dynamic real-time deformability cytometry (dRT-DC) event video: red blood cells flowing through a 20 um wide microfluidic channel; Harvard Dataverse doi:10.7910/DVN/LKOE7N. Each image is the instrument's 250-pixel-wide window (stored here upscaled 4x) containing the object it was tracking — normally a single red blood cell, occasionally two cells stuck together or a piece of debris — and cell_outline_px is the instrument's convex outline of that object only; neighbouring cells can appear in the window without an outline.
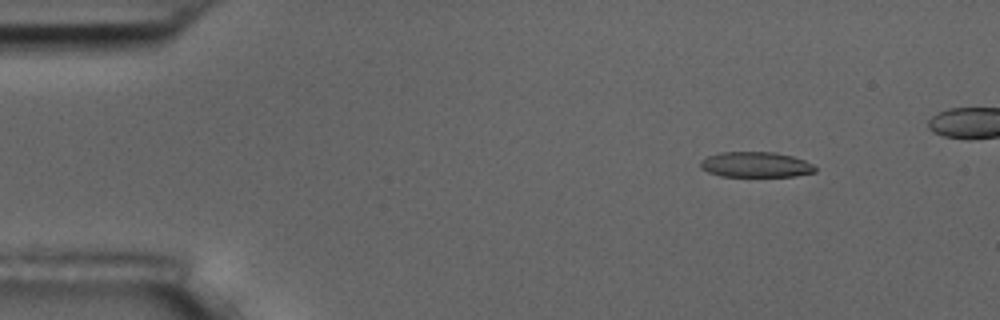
{"species": "common noctule bat (a hibernating species)", "species_latin": "Nyctalus noctula", "temperature_condition": "room temperature", "stored_images_in_passage": 7, "camera_frame_rate_fps": 3000, "um_per_image_px": 0.085, "animal": {"sex": "male", "body_mass_g": 17.5, "forearm_length_mm": 52.3}, "frame": {"image": 1, "passage_image": 2, "time_ms": 1.0, "image_size_px": [1000, 320], "cell_outline_px": [[816, 172], [796, 176], [720, 176], [708, 172], [700, 168], [700, 160], [708, 156], [720, 152], [776, 152], [792, 156], [804, 160], [812, 164], [816, 168]], "centroid_in_image_um": [64.23, 13.99], "position_along_channel_um": 20.8, "area_um2": 17.05}}